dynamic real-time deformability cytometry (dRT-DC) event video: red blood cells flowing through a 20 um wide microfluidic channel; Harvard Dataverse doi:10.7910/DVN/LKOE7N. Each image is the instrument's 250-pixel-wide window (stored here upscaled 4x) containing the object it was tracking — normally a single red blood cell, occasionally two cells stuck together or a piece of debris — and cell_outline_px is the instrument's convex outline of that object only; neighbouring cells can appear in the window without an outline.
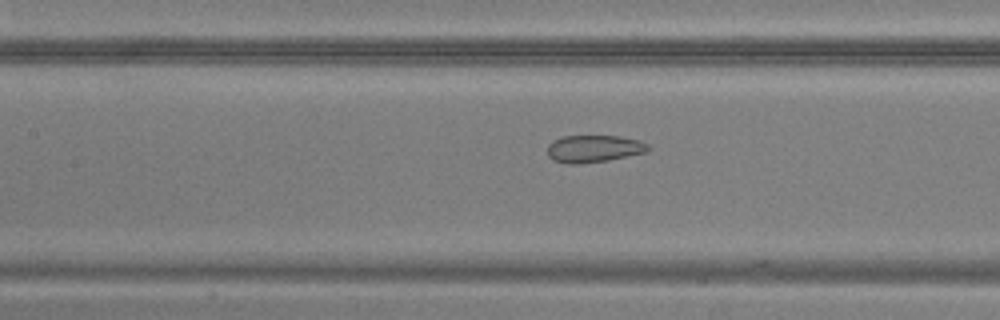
{"species": "common noctule bat (a hibernating species)", "species_latin": "Nyctalus noctula", "temperature_condition": "warm", "stored_images_in_passage": 46, "camera_frame_rate_fps": 3000, "um_per_image_px": 0.085, "animal": {"sex": "male", "body_mass_g": 20.5, "forearm_length_mm": 52.5}, "frame": {"image": 1, "passage_image": 19, "time_ms": 6.0, "image_size_px": [1000, 320], "cell_outline_px": [[652, 148], [648, 152], [608, 160], [576, 164], [568, 164], [552, 160], [548, 156], [548, 144], [564, 136], [620, 136], [640, 140], [648, 144]], "centroid_in_image_um": [50.52, 12.64], "position_along_channel_um": 156.9, "area_um2": 16.07}}
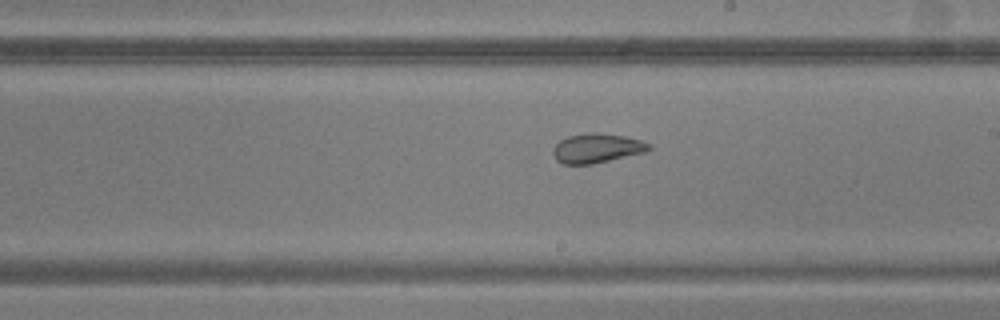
{"frame": {"image": 2, "passage_image": 25, "time_ms": 8.0, "image_size_px": [1000, 320], "cell_outline_px": [[652, 148], [644, 152], [592, 164], [564, 164], [556, 160], [552, 152], [552, 148], [560, 140], [568, 136], [588, 132], [624, 136], [640, 140], [652, 144]], "centroid_in_image_um": [50.71, 12.59], "position_along_channel_um": 238.3, "area_um2": 16.3}}
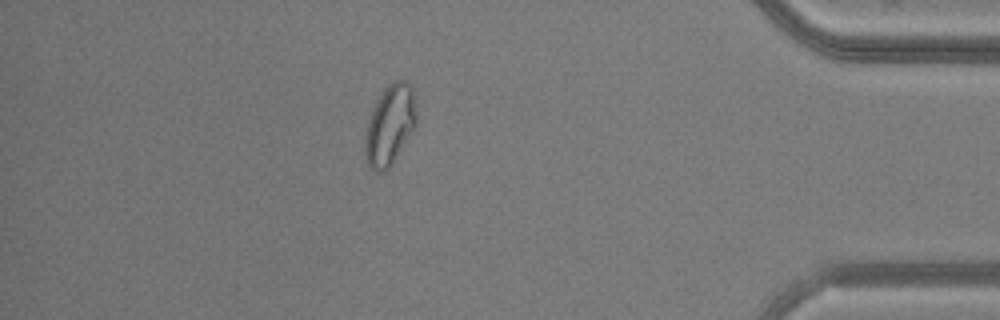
{"frame": {"image": 3, "passage_image": 40, "time_ms": 13.0, "image_size_px": [1000, 320], "cell_outline_px": [[416, 124], [412, 132], [392, 164], [384, 172], [376, 172], [368, 164], [364, 156], [364, 136], [368, 120], [384, 88], [388, 84], [396, 80], [404, 80], [412, 88], [416, 112]], "centroid_in_image_um": [33.12, 10.66], "position_along_channel_um": 402.1, "area_um2": 23.76}}